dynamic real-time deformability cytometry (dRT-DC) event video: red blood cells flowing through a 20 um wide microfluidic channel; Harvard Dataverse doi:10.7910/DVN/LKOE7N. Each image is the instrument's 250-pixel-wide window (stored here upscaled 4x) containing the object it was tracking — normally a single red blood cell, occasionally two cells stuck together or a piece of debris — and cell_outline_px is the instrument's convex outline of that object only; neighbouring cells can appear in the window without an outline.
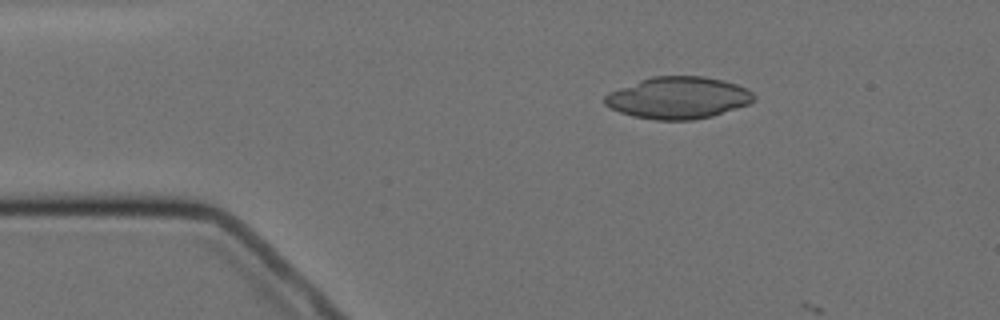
{"species": "Egyptian fruit bat (a non-hibernating species)", "species_latin": "Rousettus aegyptiacus", "temperature_condition": "cold", "stored_images_in_passage": 2, "camera_frame_rate_fps": 3000, "um_per_image_px": 0.085, "animal": {"sex": "female"}, "frame": {"image": 1, "passage_image": 1, "time_ms": 0.0, "image_size_px": [1000, 320], "cell_outline_px": [[756, 100], [748, 104], [712, 116], [692, 120], [656, 120], [632, 116], [620, 112], [604, 104], [604, 96], [608, 92], [640, 80], [652, 76], [704, 76], [724, 80], [748, 88], [756, 96]], "centroid_in_image_um": [57.66, 8.31], "position_along_channel_um": 27.3, "area_um2": 36.53}}